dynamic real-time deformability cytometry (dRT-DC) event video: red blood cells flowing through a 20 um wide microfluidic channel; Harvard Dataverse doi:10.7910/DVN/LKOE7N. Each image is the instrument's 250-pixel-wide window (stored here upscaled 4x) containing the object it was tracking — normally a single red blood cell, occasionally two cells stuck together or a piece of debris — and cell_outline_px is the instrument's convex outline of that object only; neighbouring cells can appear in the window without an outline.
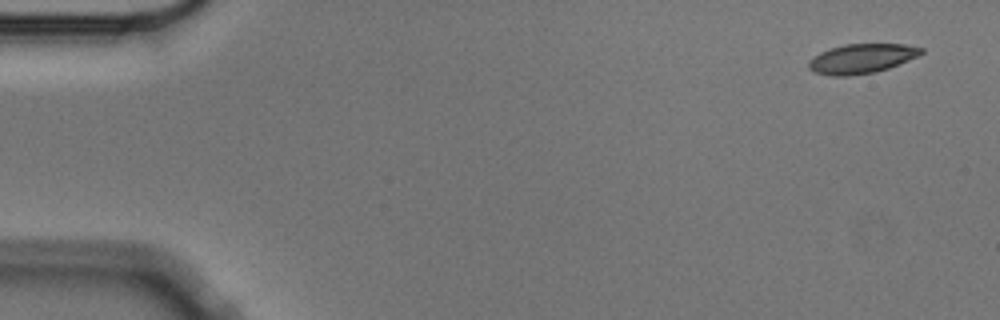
{"species": "Egyptian fruit bat (a non-hibernating species)", "species_latin": "Rousettus aegyptiacus", "temperature_condition": "cold", "stored_images_in_passage": 6, "camera_frame_rate_fps": 3000, "um_per_image_px": 0.085, "animal": {"sex": "male"}, "frame": {"image": 1, "passage_image": 1, "time_ms": 0.0, "image_size_px": [1000, 320], "cell_outline_px": [[924, 52], [908, 60], [888, 68], [876, 72], [848, 76], [832, 76], [812, 72], [808, 68], [808, 60], [812, 56], [820, 52], [844, 44], [904, 44], [924, 48]], "centroid_in_image_um": [73.19, 4.99], "position_along_channel_um": 11.8, "area_um2": 19.42}}
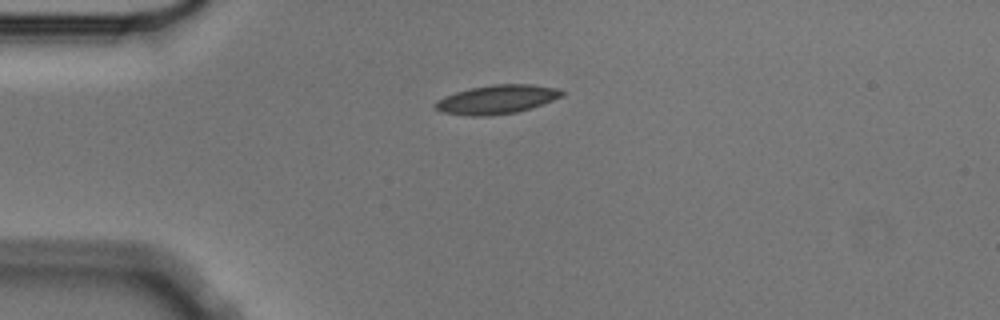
{"frame": {"image": 2, "passage_image": 4, "time_ms": 1.0, "image_size_px": [1000, 320], "cell_outline_px": [[564, 96], [532, 108], [516, 112], [488, 116], [468, 116], [444, 112], [436, 108], [432, 104], [436, 100], [444, 96], [456, 92], [472, 88], [492, 84], [528, 84], [556, 88], [564, 92]], "centroid_in_image_um": [42.23, 8.45], "position_along_channel_um": 42.8, "area_um2": 21.27}}
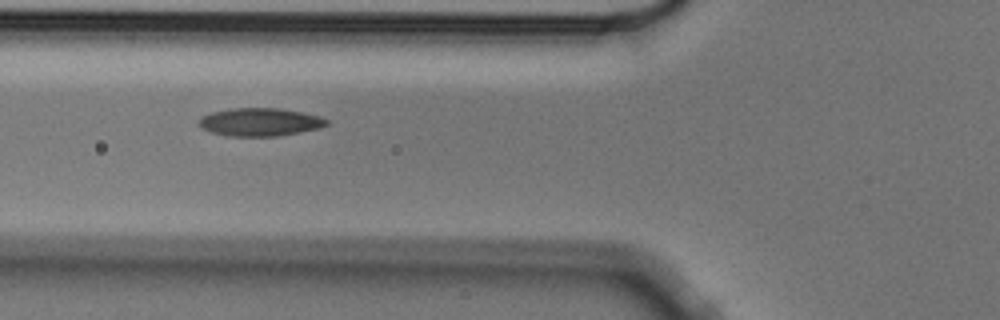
{"frame": {"image": 3, "passage_image": 6, "time_ms": 1.667, "image_size_px": [1000, 320], "cell_outline_px": [[328, 124], [320, 128], [280, 136], [228, 136], [212, 132], [204, 128], [200, 124], [200, 116], [212, 112], [232, 108], [280, 108], [320, 116], [328, 120]], "centroid_in_image_um": [22.13, 10.37], "position_along_channel_um": 103.7, "area_um2": 20.75}}